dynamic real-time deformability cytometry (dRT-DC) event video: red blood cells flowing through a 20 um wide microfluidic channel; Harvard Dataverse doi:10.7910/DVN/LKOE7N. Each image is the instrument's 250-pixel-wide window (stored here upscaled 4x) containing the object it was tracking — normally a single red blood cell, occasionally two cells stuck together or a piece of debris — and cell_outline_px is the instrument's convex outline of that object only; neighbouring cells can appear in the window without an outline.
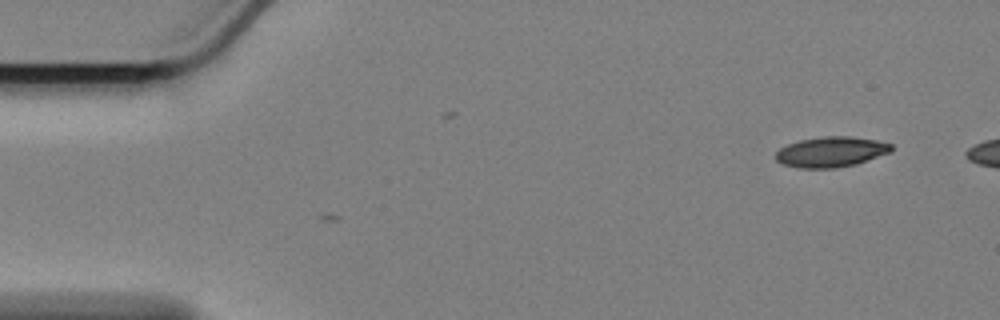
{"species": "Egyptian fruit bat (a non-hibernating species)", "species_latin": "Rousettus aegyptiacus", "temperature_condition": "cold", "stored_images_in_passage": 2, "camera_frame_rate_fps": 3000, "um_per_image_px": 0.085, "animal": {"sex": "female"}, "frame": {"image": 1, "passage_image": 2, "time_ms": 0.333, "image_size_px": [1000, 320], "cell_outline_px": [[892, 152], [856, 164], [832, 168], [800, 168], [784, 164], [776, 160], [776, 152], [780, 148], [788, 144], [800, 140], [824, 136], [852, 136], [876, 140], [892, 144]], "centroid_in_image_um": [70.66, 12.9], "position_along_channel_um": 14.3, "area_um2": 20.4}}